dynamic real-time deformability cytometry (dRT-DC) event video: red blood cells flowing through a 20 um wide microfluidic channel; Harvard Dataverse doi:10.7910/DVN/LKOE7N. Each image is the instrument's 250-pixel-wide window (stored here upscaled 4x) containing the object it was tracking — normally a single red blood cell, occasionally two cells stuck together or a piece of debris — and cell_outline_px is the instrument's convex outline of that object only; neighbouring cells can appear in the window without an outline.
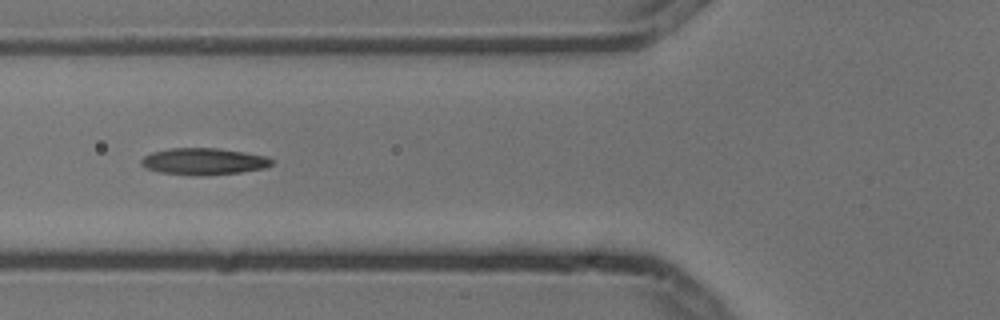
{"species": "common noctule bat (a hibernating species)", "species_latin": "Nyctalus noctula", "temperature_condition": "cold", "stored_images_in_passage": 4, "camera_frame_rate_fps": 3000, "um_per_image_px": 0.085, "animal": {"sex": "male", "body_mass_g": 13.3}, "frame": {"image": 1, "passage_image": 4, "time_ms": 1.0, "image_size_px": [1000, 320], "cell_outline_px": [[272, 164], [264, 168], [240, 172], [200, 176], [196, 176], [160, 172], [144, 168], [140, 164], [140, 160], [144, 156], [152, 152], [168, 148], [216, 148], [244, 152], [264, 156], [272, 160]], "centroid_in_image_um": [17.25, 13.72], "position_along_channel_um": 108.6, "area_um2": 20.29}}